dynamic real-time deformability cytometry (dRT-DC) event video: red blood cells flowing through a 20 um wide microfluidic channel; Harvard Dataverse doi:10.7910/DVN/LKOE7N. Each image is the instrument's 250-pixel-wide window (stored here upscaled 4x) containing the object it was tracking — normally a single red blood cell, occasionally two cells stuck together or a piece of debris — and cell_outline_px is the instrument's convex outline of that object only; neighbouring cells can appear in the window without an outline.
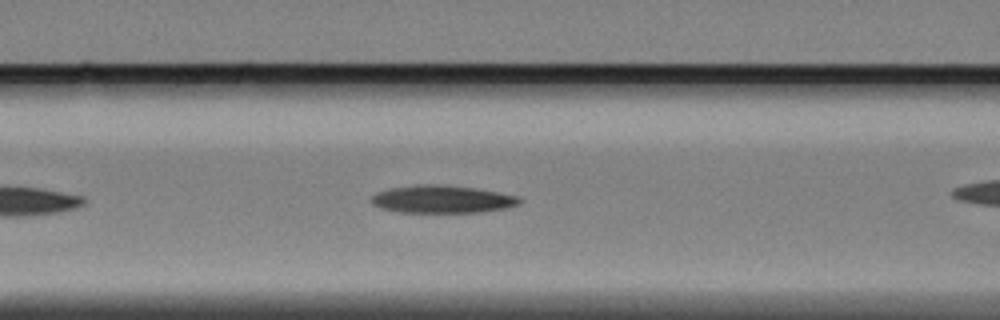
{"species": "Egyptian fruit bat (a non-hibernating species)", "species_latin": "Rousettus aegyptiacus", "temperature_condition": "cold", "stored_images_in_passage": 18, "camera_frame_rate_fps": 3000, "um_per_image_px": 0.085, "animal": {"sex": "female"}, "frame": {"image": 1, "passage_image": 10, "time_ms": 3.0, "image_size_px": [1000, 320], "cell_outline_px": [[524, 200], [520, 204], [504, 208], [480, 212], [400, 212], [380, 208], [372, 204], [372, 196], [376, 192], [392, 188], [416, 184], [436, 184], [472, 188], [520, 196]], "centroid_in_image_um": [37.59, 16.93], "position_along_channel_um": 129.0, "area_um2": 23.76}}